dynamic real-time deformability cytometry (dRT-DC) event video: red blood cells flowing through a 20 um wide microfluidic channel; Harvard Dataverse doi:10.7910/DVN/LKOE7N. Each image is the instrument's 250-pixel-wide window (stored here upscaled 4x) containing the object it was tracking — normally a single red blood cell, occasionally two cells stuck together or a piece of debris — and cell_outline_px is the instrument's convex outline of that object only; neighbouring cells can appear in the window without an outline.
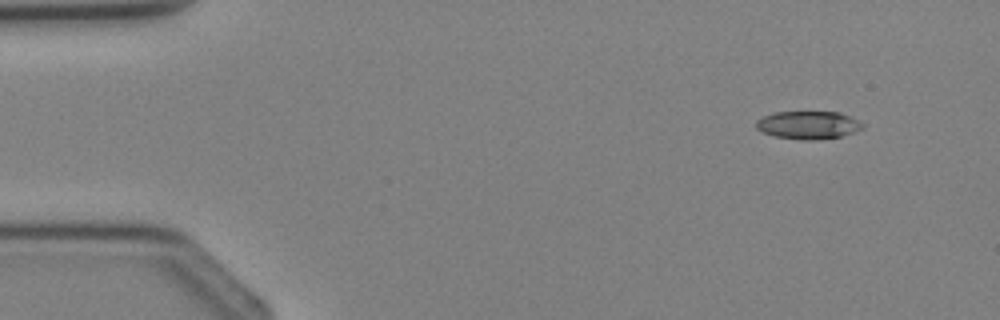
{"species": "Egyptian fruit bat (a non-hibernating species)", "species_latin": "Rousettus aegyptiacus", "temperature_condition": "cold", "stored_images_in_passage": 4, "camera_frame_rate_fps": 3000, "um_per_image_px": 0.085, "animal": {"sex": "female"}, "frame": {"image": 1, "passage_image": 1, "time_ms": 0.0, "image_size_px": [1000, 320], "cell_outline_px": [[864, 128], [840, 136], [812, 140], [804, 140], [772, 136], [756, 128], [756, 120], [764, 116], [776, 112], [840, 112], [860, 120], [864, 124]], "centroid_in_image_um": [68.71, 10.62], "position_along_channel_um": 16.3, "area_um2": 17.28}}